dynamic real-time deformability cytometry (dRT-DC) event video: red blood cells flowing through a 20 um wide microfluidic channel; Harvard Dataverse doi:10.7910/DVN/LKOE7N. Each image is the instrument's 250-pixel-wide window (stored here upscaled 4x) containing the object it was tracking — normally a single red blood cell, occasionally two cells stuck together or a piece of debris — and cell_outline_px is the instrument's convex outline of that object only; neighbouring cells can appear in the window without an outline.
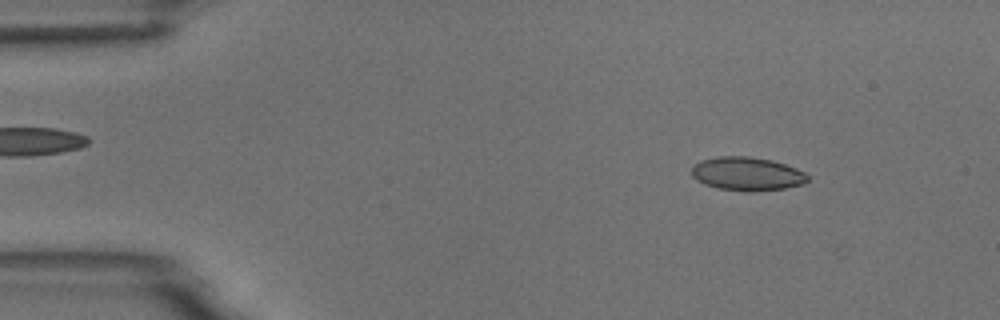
{"species": "common noctule bat (a hibernating species)", "species_latin": "Nyctalus noctula", "temperature_condition": "room temperature", "stored_images_in_passage": 3, "camera_frame_rate_fps": 3000, "um_per_image_px": 0.085, "animal": {"sex": "male", "body_mass_g": 18.8}, "frame": {"image": 1, "passage_image": 1, "time_ms": 0.0, "image_size_px": [1000, 320], "cell_outline_px": [[808, 180], [804, 184], [784, 188], [756, 192], [744, 192], [720, 188], [704, 184], [696, 180], [692, 176], [692, 168], [700, 160], [716, 156], [752, 156], [772, 160], [796, 168], [804, 172], [808, 176]], "centroid_in_image_um": [63.5, 14.78], "position_along_channel_um": 21.5, "area_um2": 22.89}}